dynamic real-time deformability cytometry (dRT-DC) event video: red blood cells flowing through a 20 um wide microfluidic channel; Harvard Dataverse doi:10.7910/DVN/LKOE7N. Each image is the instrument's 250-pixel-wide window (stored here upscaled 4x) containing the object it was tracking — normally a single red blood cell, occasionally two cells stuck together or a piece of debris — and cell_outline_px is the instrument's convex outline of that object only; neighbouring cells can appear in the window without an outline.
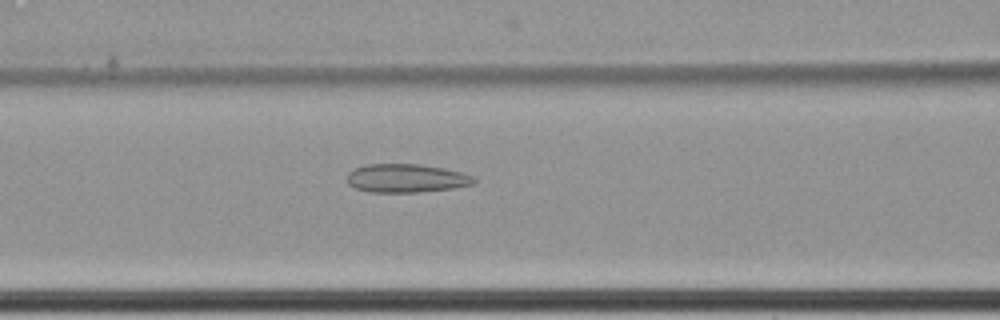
{"species": "common noctule bat (a hibernating species)", "species_latin": "Nyctalus noctula", "temperature_condition": "cold", "stored_images_in_passage": 44, "camera_frame_rate_fps": 3000, "um_per_image_px": 0.085, "animal": {"sex": "female", "body_mass_g": 22.7, "forearm_length_mm": 54.2}, "frame": {"image": 1, "passage_image": 26, "time_ms": 8.333, "image_size_px": [1000, 320], "cell_outline_px": [[476, 184], [456, 188], [416, 192], [368, 192], [356, 188], [348, 184], [348, 172], [356, 168], [368, 164], [420, 164], [444, 168], [460, 172], [472, 176], [476, 180]], "centroid_in_image_um": [34.56, 15.15], "position_along_channel_um": 132.0, "area_um2": 21.1}}
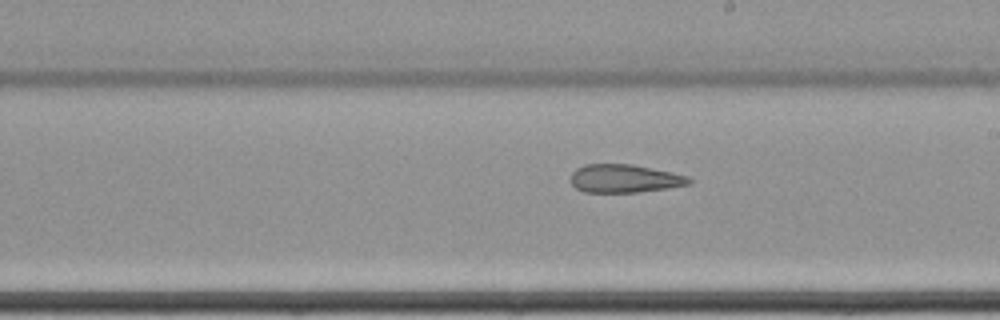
{"frame": {"image": 2, "passage_image": 35, "time_ms": 11.333, "image_size_px": [1000, 320], "cell_outline_px": [[692, 184], [668, 188], [636, 192], [584, 192], [576, 188], [568, 180], [572, 172], [576, 168], [584, 164], [632, 164], [672, 172], [688, 176], [692, 180]], "centroid_in_image_um": [53.06, 15.17], "position_along_channel_um": 235.9, "area_um2": 19.65}}
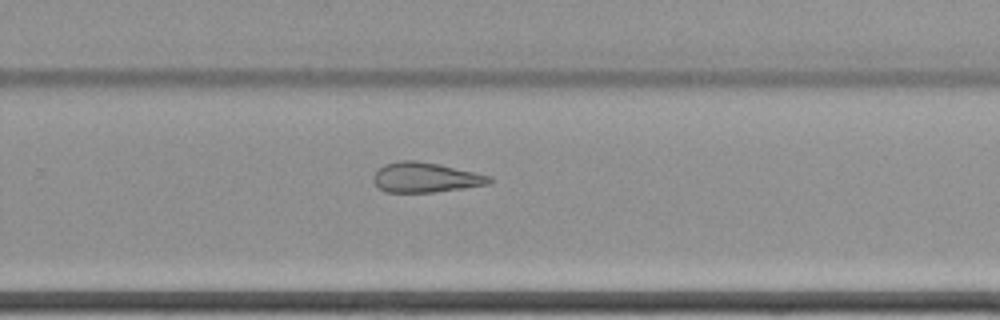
{"frame": {"image": 3, "passage_image": 40, "time_ms": 13.0, "image_size_px": [1000, 320], "cell_outline_px": [[492, 180], [488, 184], [464, 188], [436, 192], [384, 192], [372, 180], [372, 176], [384, 164], [400, 160], [416, 160], [436, 164], [492, 176]], "centroid_in_image_um": [36.14, 15.09], "position_along_channel_um": 293.7, "area_um2": 20.06}}